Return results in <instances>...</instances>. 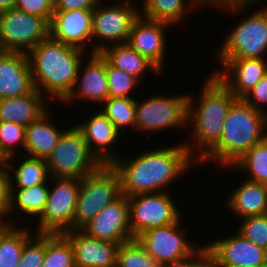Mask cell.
Returning <instances> with one entry per match:
<instances>
[{
    "label": "cell",
    "mask_w": 267,
    "mask_h": 267,
    "mask_svg": "<svg viewBox=\"0 0 267 267\" xmlns=\"http://www.w3.org/2000/svg\"><path fill=\"white\" fill-rule=\"evenodd\" d=\"M160 147L146 149L128 159L119 156L111 164L119 173L122 194L128 197L140 193L167 192V186L186 175L191 166H198L184 142Z\"/></svg>",
    "instance_id": "6da1fadb"
},
{
    "label": "cell",
    "mask_w": 267,
    "mask_h": 267,
    "mask_svg": "<svg viewBox=\"0 0 267 267\" xmlns=\"http://www.w3.org/2000/svg\"><path fill=\"white\" fill-rule=\"evenodd\" d=\"M201 88L198 102L191 93L188 94L187 127L192 129L190 137L194 139L192 142L184 141L197 162L220 141L229 108L237 99L214 73L208 76Z\"/></svg>",
    "instance_id": "7a4b0ae2"
},
{
    "label": "cell",
    "mask_w": 267,
    "mask_h": 267,
    "mask_svg": "<svg viewBox=\"0 0 267 267\" xmlns=\"http://www.w3.org/2000/svg\"><path fill=\"white\" fill-rule=\"evenodd\" d=\"M85 52L48 35L27 54L34 88L62 103L75 86Z\"/></svg>",
    "instance_id": "3957f363"
},
{
    "label": "cell",
    "mask_w": 267,
    "mask_h": 267,
    "mask_svg": "<svg viewBox=\"0 0 267 267\" xmlns=\"http://www.w3.org/2000/svg\"><path fill=\"white\" fill-rule=\"evenodd\" d=\"M267 138V115L236 99L224 121L220 141L198 162L230 167L254 145Z\"/></svg>",
    "instance_id": "277c9868"
},
{
    "label": "cell",
    "mask_w": 267,
    "mask_h": 267,
    "mask_svg": "<svg viewBox=\"0 0 267 267\" xmlns=\"http://www.w3.org/2000/svg\"><path fill=\"white\" fill-rule=\"evenodd\" d=\"M260 3H224V2H212L211 9L220 8L228 11V13L246 14L241 16V20L236 23V26L229 30V34L226 35L224 41L221 42L217 51H215L222 64L226 59L231 58H265L267 54V5L258 9L257 6ZM254 13L247 11L254 7ZM244 17V18H243Z\"/></svg>",
    "instance_id": "5b68a950"
},
{
    "label": "cell",
    "mask_w": 267,
    "mask_h": 267,
    "mask_svg": "<svg viewBox=\"0 0 267 267\" xmlns=\"http://www.w3.org/2000/svg\"><path fill=\"white\" fill-rule=\"evenodd\" d=\"M121 194V179L112 165H101L83 177L76 202L74 229H81Z\"/></svg>",
    "instance_id": "8992f818"
},
{
    "label": "cell",
    "mask_w": 267,
    "mask_h": 267,
    "mask_svg": "<svg viewBox=\"0 0 267 267\" xmlns=\"http://www.w3.org/2000/svg\"><path fill=\"white\" fill-rule=\"evenodd\" d=\"M46 163L50 177L77 179L93 173L102 165L90 152L75 125L63 132Z\"/></svg>",
    "instance_id": "52a82bcc"
},
{
    "label": "cell",
    "mask_w": 267,
    "mask_h": 267,
    "mask_svg": "<svg viewBox=\"0 0 267 267\" xmlns=\"http://www.w3.org/2000/svg\"><path fill=\"white\" fill-rule=\"evenodd\" d=\"M103 2L101 0L92 11L90 53H99L108 45L127 43L132 25L140 16L139 6L134 2L115 0L110 5ZM95 39L99 42L94 45Z\"/></svg>",
    "instance_id": "ba28073f"
},
{
    "label": "cell",
    "mask_w": 267,
    "mask_h": 267,
    "mask_svg": "<svg viewBox=\"0 0 267 267\" xmlns=\"http://www.w3.org/2000/svg\"><path fill=\"white\" fill-rule=\"evenodd\" d=\"M188 93H161L136 100V131L147 134L172 128L187 130Z\"/></svg>",
    "instance_id": "9c48e42d"
},
{
    "label": "cell",
    "mask_w": 267,
    "mask_h": 267,
    "mask_svg": "<svg viewBox=\"0 0 267 267\" xmlns=\"http://www.w3.org/2000/svg\"><path fill=\"white\" fill-rule=\"evenodd\" d=\"M169 224L140 233L135 239L144 250L161 266L172 267L189 259L203 245L186 237L189 235L186 228H181L182 223ZM190 241V242H189Z\"/></svg>",
    "instance_id": "30bf717a"
},
{
    "label": "cell",
    "mask_w": 267,
    "mask_h": 267,
    "mask_svg": "<svg viewBox=\"0 0 267 267\" xmlns=\"http://www.w3.org/2000/svg\"><path fill=\"white\" fill-rule=\"evenodd\" d=\"M80 181L77 178L50 177L48 199L37 219L36 233L59 234L74 229Z\"/></svg>",
    "instance_id": "8fae6325"
},
{
    "label": "cell",
    "mask_w": 267,
    "mask_h": 267,
    "mask_svg": "<svg viewBox=\"0 0 267 267\" xmlns=\"http://www.w3.org/2000/svg\"><path fill=\"white\" fill-rule=\"evenodd\" d=\"M170 192L140 193L128 196L132 237L154 228L183 220L180 208Z\"/></svg>",
    "instance_id": "7c38bea8"
},
{
    "label": "cell",
    "mask_w": 267,
    "mask_h": 267,
    "mask_svg": "<svg viewBox=\"0 0 267 267\" xmlns=\"http://www.w3.org/2000/svg\"><path fill=\"white\" fill-rule=\"evenodd\" d=\"M49 35L41 17L16 8L0 12V50L28 54Z\"/></svg>",
    "instance_id": "4fadbf2b"
},
{
    "label": "cell",
    "mask_w": 267,
    "mask_h": 267,
    "mask_svg": "<svg viewBox=\"0 0 267 267\" xmlns=\"http://www.w3.org/2000/svg\"><path fill=\"white\" fill-rule=\"evenodd\" d=\"M81 230L90 237L115 242L119 245L134 239L129 223L128 197L121 194L112 203L106 205Z\"/></svg>",
    "instance_id": "5bb4252c"
},
{
    "label": "cell",
    "mask_w": 267,
    "mask_h": 267,
    "mask_svg": "<svg viewBox=\"0 0 267 267\" xmlns=\"http://www.w3.org/2000/svg\"><path fill=\"white\" fill-rule=\"evenodd\" d=\"M231 236L206 242L218 267H267V251L244 238L237 231Z\"/></svg>",
    "instance_id": "9a60e30c"
},
{
    "label": "cell",
    "mask_w": 267,
    "mask_h": 267,
    "mask_svg": "<svg viewBox=\"0 0 267 267\" xmlns=\"http://www.w3.org/2000/svg\"><path fill=\"white\" fill-rule=\"evenodd\" d=\"M88 57L85 64L83 61L80 63L75 86L62 102L64 105L78 99L77 101H91V104L97 102L100 108L109 97L106 59L100 53H89Z\"/></svg>",
    "instance_id": "2e32d148"
},
{
    "label": "cell",
    "mask_w": 267,
    "mask_h": 267,
    "mask_svg": "<svg viewBox=\"0 0 267 267\" xmlns=\"http://www.w3.org/2000/svg\"><path fill=\"white\" fill-rule=\"evenodd\" d=\"M172 25L139 16L133 23L127 44L146 57L162 73L167 51V28Z\"/></svg>",
    "instance_id": "e0dca14e"
},
{
    "label": "cell",
    "mask_w": 267,
    "mask_h": 267,
    "mask_svg": "<svg viewBox=\"0 0 267 267\" xmlns=\"http://www.w3.org/2000/svg\"><path fill=\"white\" fill-rule=\"evenodd\" d=\"M75 127L83 135L90 152L102 165H111L119 157L113 149L122 133L101 111L92 113Z\"/></svg>",
    "instance_id": "ac0fdd59"
},
{
    "label": "cell",
    "mask_w": 267,
    "mask_h": 267,
    "mask_svg": "<svg viewBox=\"0 0 267 267\" xmlns=\"http://www.w3.org/2000/svg\"><path fill=\"white\" fill-rule=\"evenodd\" d=\"M265 57L226 59L221 64L222 71L216 69L212 73L237 99H242L267 73V55Z\"/></svg>",
    "instance_id": "d6986e66"
},
{
    "label": "cell",
    "mask_w": 267,
    "mask_h": 267,
    "mask_svg": "<svg viewBox=\"0 0 267 267\" xmlns=\"http://www.w3.org/2000/svg\"><path fill=\"white\" fill-rule=\"evenodd\" d=\"M49 35L89 53L90 48L87 45H92L90 43L92 41V11L81 9L54 11L49 23Z\"/></svg>",
    "instance_id": "ffe728a7"
},
{
    "label": "cell",
    "mask_w": 267,
    "mask_h": 267,
    "mask_svg": "<svg viewBox=\"0 0 267 267\" xmlns=\"http://www.w3.org/2000/svg\"><path fill=\"white\" fill-rule=\"evenodd\" d=\"M63 234L72 244L75 267H116L118 243L90 237L81 229Z\"/></svg>",
    "instance_id": "44dd1931"
},
{
    "label": "cell",
    "mask_w": 267,
    "mask_h": 267,
    "mask_svg": "<svg viewBox=\"0 0 267 267\" xmlns=\"http://www.w3.org/2000/svg\"><path fill=\"white\" fill-rule=\"evenodd\" d=\"M34 89L27 54L0 50V99L20 97Z\"/></svg>",
    "instance_id": "7402d4cb"
},
{
    "label": "cell",
    "mask_w": 267,
    "mask_h": 267,
    "mask_svg": "<svg viewBox=\"0 0 267 267\" xmlns=\"http://www.w3.org/2000/svg\"><path fill=\"white\" fill-rule=\"evenodd\" d=\"M244 180L226 197L227 210L238 219L267 214V185Z\"/></svg>",
    "instance_id": "603a6c76"
},
{
    "label": "cell",
    "mask_w": 267,
    "mask_h": 267,
    "mask_svg": "<svg viewBox=\"0 0 267 267\" xmlns=\"http://www.w3.org/2000/svg\"><path fill=\"white\" fill-rule=\"evenodd\" d=\"M49 100L40 91L13 98L0 99V121L14 122L24 127L38 120L48 110Z\"/></svg>",
    "instance_id": "cb8c5ba5"
},
{
    "label": "cell",
    "mask_w": 267,
    "mask_h": 267,
    "mask_svg": "<svg viewBox=\"0 0 267 267\" xmlns=\"http://www.w3.org/2000/svg\"><path fill=\"white\" fill-rule=\"evenodd\" d=\"M51 112L47 111L38 120L26 126L25 146L23 155L47 159L58 143L59 138L67 129L60 130L52 123Z\"/></svg>",
    "instance_id": "d4e9b609"
},
{
    "label": "cell",
    "mask_w": 267,
    "mask_h": 267,
    "mask_svg": "<svg viewBox=\"0 0 267 267\" xmlns=\"http://www.w3.org/2000/svg\"><path fill=\"white\" fill-rule=\"evenodd\" d=\"M141 4L139 7L141 16L168 23L172 27L176 24V26L182 25L183 20H188L187 13L193 9L209 6L205 0H144Z\"/></svg>",
    "instance_id": "484cf974"
},
{
    "label": "cell",
    "mask_w": 267,
    "mask_h": 267,
    "mask_svg": "<svg viewBox=\"0 0 267 267\" xmlns=\"http://www.w3.org/2000/svg\"><path fill=\"white\" fill-rule=\"evenodd\" d=\"M112 66L122 69L142 82L144 75L151 71L154 75L162 74L146 57L142 56L127 43L106 46L99 52Z\"/></svg>",
    "instance_id": "4316f807"
},
{
    "label": "cell",
    "mask_w": 267,
    "mask_h": 267,
    "mask_svg": "<svg viewBox=\"0 0 267 267\" xmlns=\"http://www.w3.org/2000/svg\"><path fill=\"white\" fill-rule=\"evenodd\" d=\"M48 193V183L37 184L26 189H11L9 224L14 225L15 220L11 219H15L14 216L17 213L25 214L27 217L29 216V219L34 217L37 220L45 209Z\"/></svg>",
    "instance_id": "83f0119b"
},
{
    "label": "cell",
    "mask_w": 267,
    "mask_h": 267,
    "mask_svg": "<svg viewBox=\"0 0 267 267\" xmlns=\"http://www.w3.org/2000/svg\"><path fill=\"white\" fill-rule=\"evenodd\" d=\"M0 224V267H17L24 244L32 237L30 227Z\"/></svg>",
    "instance_id": "f1b7e54d"
},
{
    "label": "cell",
    "mask_w": 267,
    "mask_h": 267,
    "mask_svg": "<svg viewBox=\"0 0 267 267\" xmlns=\"http://www.w3.org/2000/svg\"><path fill=\"white\" fill-rule=\"evenodd\" d=\"M22 160L19 165L6 166L11 175V189H26L37 184L49 183L50 175L46 159L20 155ZM13 172V173H12Z\"/></svg>",
    "instance_id": "f546056e"
},
{
    "label": "cell",
    "mask_w": 267,
    "mask_h": 267,
    "mask_svg": "<svg viewBox=\"0 0 267 267\" xmlns=\"http://www.w3.org/2000/svg\"><path fill=\"white\" fill-rule=\"evenodd\" d=\"M228 170H240L247 180L267 185V138L244 153Z\"/></svg>",
    "instance_id": "4dcf8cb0"
},
{
    "label": "cell",
    "mask_w": 267,
    "mask_h": 267,
    "mask_svg": "<svg viewBox=\"0 0 267 267\" xmlns=\"http://www.w3.org/2000/svg\"><path fill=\"white\" fill-rule=\"evenodd\" d=\"M136 97H108L100 111L121 132L136 130ZM123 130V131H122Z\"/></svg>",
    "instance_id": "1f68e13d"
},
{
    "label": "cell",
    "mask_w": 267,
    "mask_h": 267,
    "mask_svg": "<svg viewBox=\"0 0 267 267\" xmlns=\"http://www.w3.org/2000/svg\"><path fill=\"white\" fill-rule=\"evenodd\" d=\"M42 267H75L72 244L63 233H45V257Z\"/></svg>",
    "instance_id": "d6a6232c"
},
{
    "label": "cell",
    "mask_w": 267,
    "mask_h": 267,
    "mask_svg": "<svg viewBox=\"0 0 267 267\" xmlns=\"http://www.w3.org/2000/svg\"><path fill=\"white\" fill-rule=\"evenodd\" d=\"M26 127L14 122L0 121V152L7 162L14 163L19 147L24 151ZM19 147H18V146ZM17 152V153H16Z\"/></svg>",
    "instance_id": "836d02e7"
},
{
    "label": "cell",
    "mask_w": 267,
    "mask_h": 267,
    "mask_svg": "<svg viewBox=\"0 0 267 267\" xmlns=\"http://www.w3.org/2000/svg\"><path fill=\"white\" fill-rule=\"evenodd\" d=\"M116 267H161L134 238L119 245Z\"/></svg>",
    "instance_id": "e575fe53"
},
{
    "label": "cell",
    "mask_w": 267,
    "mask_h": 267,
    "mask_svg": "<svg viewBox=\"0 0 267 267\" xmlns=\"http://www.w3.org/2000/svg\"><path fill=\"white\" fill-rule=\"evenodd\" d=\"M106 71L109 97H133L132 93H135L133 90H137L141 84L137 78L112 66L107 60Z\"/></svg>",
    "instance_id": "d590c367"
},
{
    "label": "cell",
    "mask_w": 267,
    "mask_h": 267,
    "mask_svg": "<svg viewBox=\"0 0 267 267\" xmlns=\"http://www.w3.org/2000/svg\"><path fill=\"white\" fill-rule=\"evenodd\" d=\"M237 232L267 251V214L240 219Z\"/></svg>",
    "instance_id": "8d00e7d4"
},
{
    "label": "cell",
    "mask_w": 267,
    "mask_h": 267,
    "mask_svg": "<svg viewBox=\"0 0 267 267\" xmlns=\"http://www.w3.org/2000/svg\"><path fill=\"white\" fill-rule=\"evenodd\" d=\"M23 247L17 267H42L45 257V233H34Z\"/></svg>",
    "instance_id": "74e56055"
},
{
    "label": "cell",
    "mask_w": 267,
    "mask_h": 267,
    "mask_svg": "<svg viewBox=\"0 0 267 267\" xmlns=\"http://www.w3.org/2000/svg\"><path fill=\"white\" fill-rule=\"evenodd\" d=\"M55 0H17L15 8L43 18L48 24L54 13Z\"/></svg>",
    "instance_id": "f35d334b"
},
{
    "label": "cell",
    "mask_w": 267,
    "mask_h": 267,
    "mask_svg": "<svg viewBox=\"0 0 267 267\" xmlns=\"http://www.w3.org/2000/svg\"><path fill=\"white\" fill-rule=\"evenodd\" d=\"M11 175L8 167H0V224H9ZM7 217V218H6Z\"/></svg>",
    "instance_id": "ab89813d"
},
{
    "label": "cell",
    "mask_w": 267,
    "mask_h": 267,
    "mask_svg": "<svg viewBox=\"0 0 267 267\" xmlns=\"http://www.w3.org/2000/svg\"><path fill=\"white\" fill-rule=\"evenodd\" d=\"M242 99L267 115V73Z\"/></svg>",
    "instance_id": "60d3db41"
},
{
    "label": "cell",
    "mask_w": 267,
    "mask_h": 267,
    "mask_svg": "<svg viewBox=\"0 0 267 267\" xmlns=\"http://www.w3.org/2000/svg\"><path fill=\"white\" fill-rule=\"evenodd\" d=\"M172 267H218L214 256L203 246L192 257Z\"/></svg>",
    "instance_id": "b9f144b4"
},
{
    "label": "cell",
    "mask_w": 267,
    "mask_h": 267,
    "mask_svg": "<svg viewBox=\"0 0 267 267\" xmlns=\"http://www.w3.org/2000/svg\"><path fill=\"white\" fill-rule=\"evenodd\" d=\"M101 0H55L54 11H73L75 9L93 11Z\"/></svg>",
    "instance_id": "7bdbcfd3"
},
{
    "label": "cell",
    "mask_w": 267,
    "mask_h": 267,
    "mask_svg": "<svg viewBox=\"0 0 267 267\" xmlns=\"http://www.w3.org/2000/svg\"><path fill=\"white\" fill-rule=\"evenodd\" d=\"M17 0H0V12L15 8Z\"/></svg>",
    "instance_id": "ee69618b"
},
{
    "label": "cell",
    "mask_w": 267,
    "mask_h": 267,
    "mask_svg": "<svg viewBox=\"0 0 267 267\" xmlns=\"http://www.w3.org/2000/svg\"><path fill=\"white\" fill-rule=\"evenodd\" d=\"M261 1L266 0H218V2L224 3H261Z\"/></svg>",
    "instance_id": "f6af8a7d"
},
{
    "label": "cell",
    "mask_w": 267,
    "mask_h": 267,
    "mask_svg": "<svg viewBox=\"0 0 267 267\" xmlns=\"http://www.w3.org/2000/svg\"><path fill=\"white\" fill-rule=\"evenodd\" d=\"M7 164V159L0 152V167L5 166Z\"/></svg>",
    "instance_id": "bcb514c9"
},
{
    "label": "cell",
    "mask_w": 267,
    "mask_h": 267,
    "mask_svg": "<svg viewBox=\"0 0 267 267\" xmlns=\"http://www.w3.org/2000/svg\"><path fill=\"white\" fill-rule=\"evenodd\" d=\"M208 4L212 3V2H215V1H218V0H205Z\"/></svg>",
    "instance_id": "7dc6e473"
},
{
    "label": "cell",
    "mask_w": 267,
    "mask_h": 267,
    "mask_svg": "<svg viewBox=\"0 0 267 267\" xmlns=\"http://www.w3.org/2000/svg\"><path fill=\"white\" fill-rule=\"evenodd\" d=\"M120 1V0H119ZM121 1H126V2H133V0H121ZM144 0H142L143 2Z\"/></svg>",
    "instance_id": "c3c4849f"
}]
</instances>
